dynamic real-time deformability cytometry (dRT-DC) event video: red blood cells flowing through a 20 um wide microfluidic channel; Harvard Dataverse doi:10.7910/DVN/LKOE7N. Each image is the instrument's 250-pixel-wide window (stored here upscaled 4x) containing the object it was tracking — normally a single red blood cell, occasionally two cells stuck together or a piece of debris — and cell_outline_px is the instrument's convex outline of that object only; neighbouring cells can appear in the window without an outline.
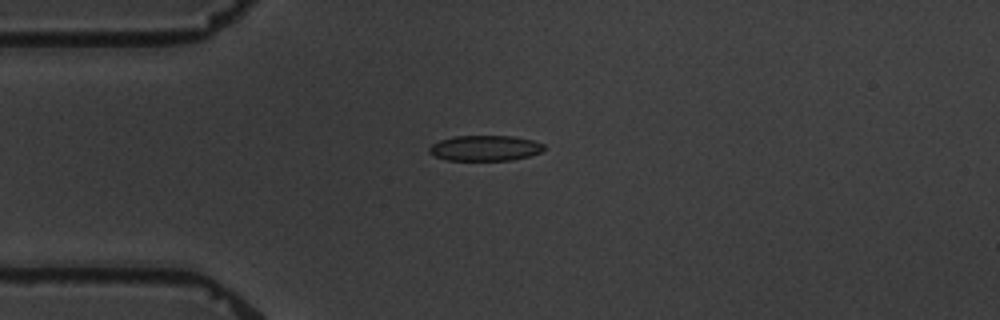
{"species": "common noctule bat (a hibernating species)", "species_latin": "Nyctalus noctula", "temperature_condition": "warm", "stored_images_in_passage": 10, "camera_frame_rate_fps": 3000, "um_per_image_px": 0.085, "animal": {"sex": "male", "body_mass_g": 19.5, "forearm_length_mm": 54.6}, "frame": {"image": 1, "passage_image": 2, "time_ms": 4.667, "image_size_px": [1000, 320], "cell_outline_px": [[544, 148], [540, 152], [528, 156], [512, 160], [444, 160], [428, 152], [428, 148], [432, 144], [440, 140], [456, 136], [512, 136], [532, 140], [544, 144]], "centroid_in_image_um": [41.2, 12.59], "position_along_channel_um": 43.8, "area_um2": 16.94}}
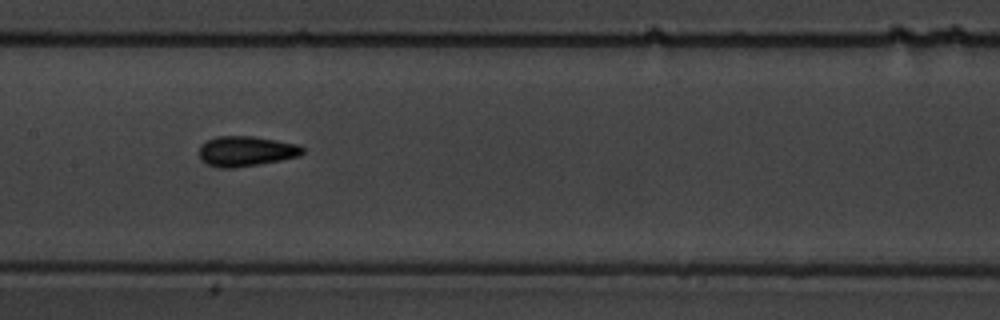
{"frame": {"image": 2, "passage_image": 6, "time_ms": 9.333, "image_size_px": [1000, 320], "cell_outline_px": [[304, 152], [300, 156], [280, 160], [232, 168], [220, 168], [208, 164], [200, 160], [200, 144], [216, 136], [252, 136], [300, 144], [304, 148]], "centroid_in_image_um": [20.92, 12.84], "position_along_channel_um": 186.5, "area_um2": 18.15}}
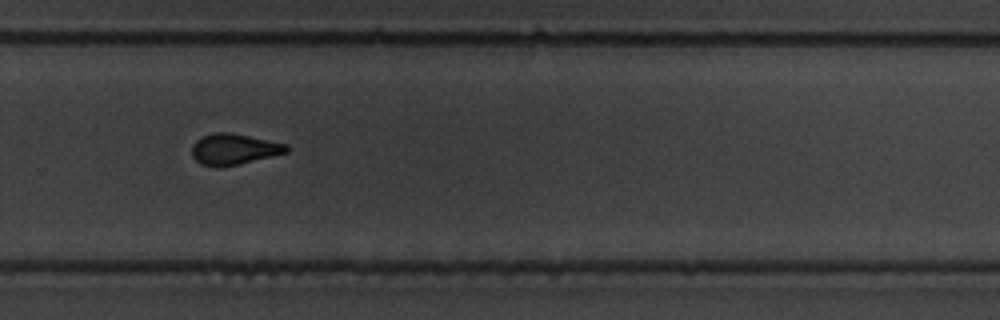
{"frame": {"image": 3, "passage_image": 9, "time_ms": 13.0, "image_size_px": [1000, 320], "cell_outline_px": [[288, 152], [240, 164], [220, 168], [216, 168], [200, 164], [192, 156], [192, 144], [196, 140], [212, 132], [228, 132], [288, 144]], "centroid_in_image_um": [19.85, 12.7], "position_along_channel_um": 309.9, "area_um2": 17.17}}